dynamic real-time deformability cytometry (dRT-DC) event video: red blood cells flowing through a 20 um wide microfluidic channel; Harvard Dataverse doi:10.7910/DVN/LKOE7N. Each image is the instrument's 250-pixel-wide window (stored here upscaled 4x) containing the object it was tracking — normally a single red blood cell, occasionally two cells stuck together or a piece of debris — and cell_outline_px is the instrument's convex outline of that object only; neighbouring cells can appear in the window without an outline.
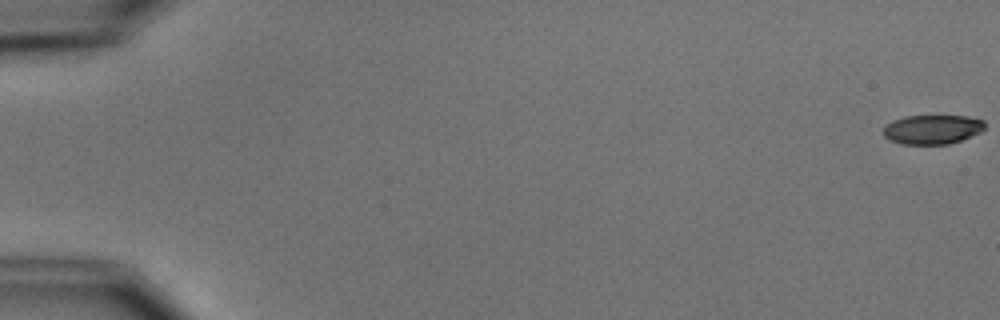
{"species": "common noctule bat (a hibernating species)", "species_latin": "Nyctalus noctula", "temperature_condition": "cold", "stored_images_in_passage": 8, "camera_frame_rate_fps": 3000, "um_per_image_px": 0.085, "animal": {"sex": "male", "body_mass_g": 15.6}, "frame": {"image": 1, "passage_image": 1, "time_ms": 0.0, "image_size_px": [1000, 320], "cell_outline_px": [[984, 128], [980, 132], [972, 136], [948, 144], [900, 144], [884, 136], [884, 128], [892, 120], [904, 116], [968, 116], [984, 120]], "centroid_in_image_um": [79.26, 10.99], "position_along_channel_um": 5.7, "area_um2": 17.22}}
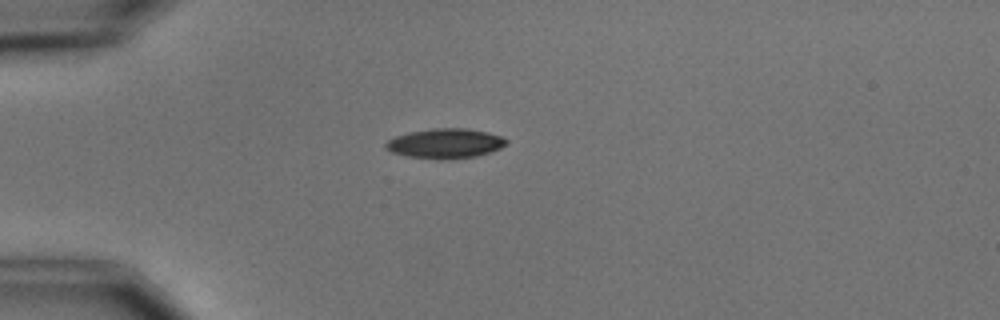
{"frame": {"image": 2, "passage_image": 5, "time_ms": 5.0, "image_size_px": [1000, 320], "cell_outline_px": [[508, 144], [500, 148], [476, 156], [440, 160], [408, 156], [392, 152], [384, 148], [384, 144], [388, 140], [396, 136], [408, 132], [436, 128], [468, 128], [488, 132], [504, 136], [508, 140]], "centroid_in_image_um": [37.87, 12.18], "position_along_channel_um": 47.1, "area_um2": 21.04}}
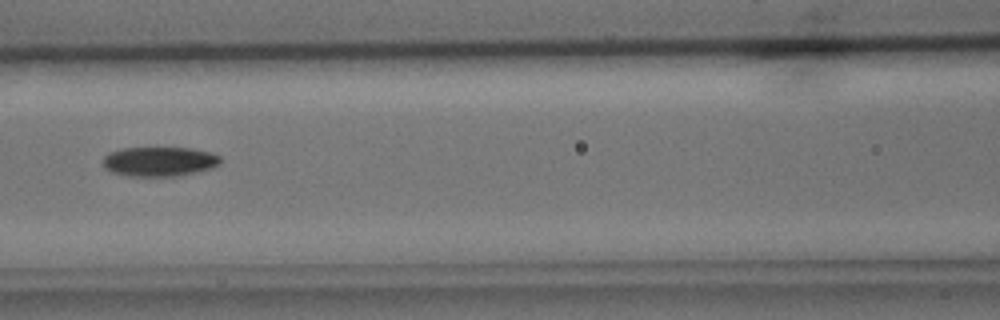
{"frame": {"image": 3, "passage_image": 8, "time_ms": 8.333, "image_size_px": [1000, 320], "cell_outline_px": [[220, 164], [212, 168], [180, 176], [128, 176], [112, 172], [104, 168], [104, 156], [108, 152], [120, 148], [192, 148], [208, 152], [220, 156]], "centroid_in_image_um": [13.53, 13.73], "position_along_channel_um": 153.1, "area_um2": 20.29}}